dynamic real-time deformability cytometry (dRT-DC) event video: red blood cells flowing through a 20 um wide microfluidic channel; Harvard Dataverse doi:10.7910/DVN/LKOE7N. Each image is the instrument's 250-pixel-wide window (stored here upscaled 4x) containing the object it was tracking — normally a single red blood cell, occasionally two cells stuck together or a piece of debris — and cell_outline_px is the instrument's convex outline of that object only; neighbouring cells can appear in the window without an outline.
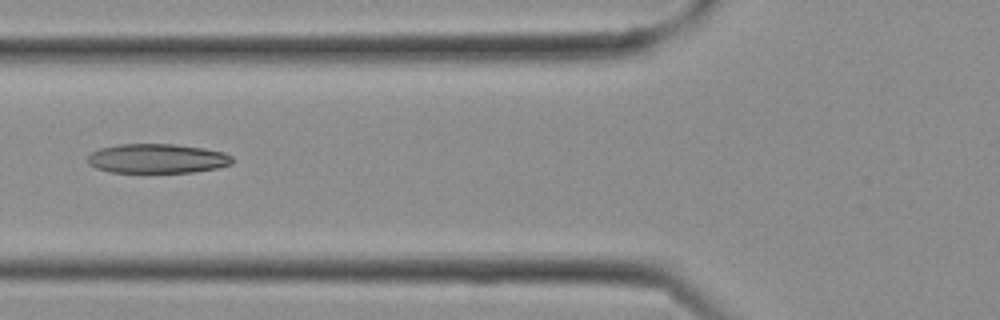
{"species": "Egyptian fruit bat (a non-hibernating species)", "species_latin": "Rousettus aegyptiacus", "temperature_condition": "cold", "stored_images_in_passage": 11, "camera_frame_rate_fps": 3000, "um_per_image_px": 0.085, "frame": {"image": 1, "passage_image": 10, "time_ms": 3.0, "image_size_px": [1000, 320], "cell_outline_px": [[232, 164], [216, 168], [192, 172], [108, 172], [96, 168], [88, 164], [88, 156], [92, 152], [100, 148], [116, 144], [176, 144], [204, 148], [224, 152], [232, 156]], "centroid_in_image_um": [13.35, 13.47], "position_along_channel_um": 112.5, "area_um2": 24.85}}